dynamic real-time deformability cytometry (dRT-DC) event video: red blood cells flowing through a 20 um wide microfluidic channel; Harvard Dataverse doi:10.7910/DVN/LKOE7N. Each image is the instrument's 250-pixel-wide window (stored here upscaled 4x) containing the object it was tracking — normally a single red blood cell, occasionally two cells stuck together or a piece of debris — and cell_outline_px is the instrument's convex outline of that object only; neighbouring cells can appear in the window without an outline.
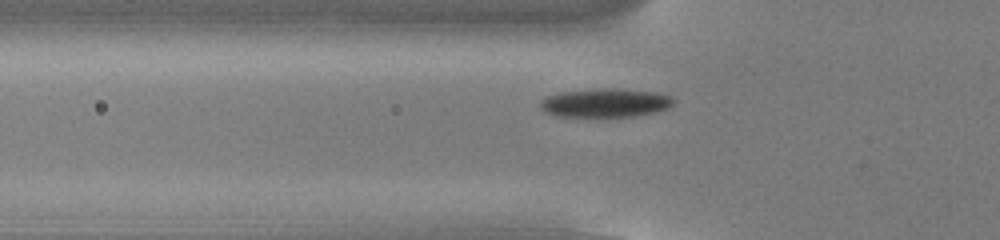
{"species": "common noctule bat (a hibernating species)", "species_latin": "Nyctalus noctula", "temperature_condition": "cold", "stored_images_in_passage": 46, "camera_frame_rate_fps": 3000, "um_per_image_px": 0.085, "animal": {"sex": "male", "body_mass_g": 13.0, "forearm_length_mm": 53.1}, "frame": {"image": 1, "passage_image": 11, "time_ms": 3.333, "image_size_px": [1000, 240], "cell_outline_px": [[676, 100], [668, 108], [656, 112], [632, 116], [556, 116], [544, 112], [540, 108], [540, 100], [544, 96], [560, 92], [608, 88], [616, 88], [656, 92], [672, 96]], "centroid_in_image_um": [51.44, 8.73], "position_along_channel_um": 74.4, "area_um2": 22.37}}
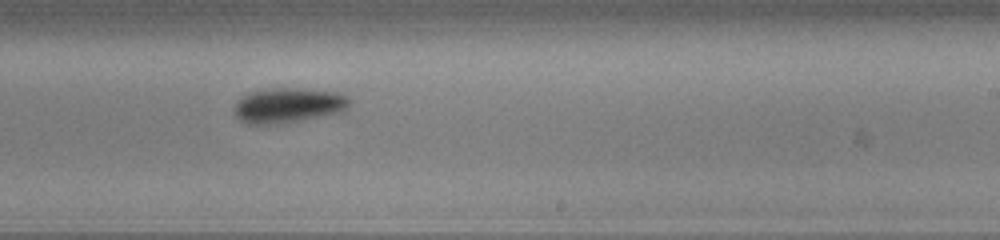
{"frame": {"image": 2, "passage_image": 26, "time_ms": 8.333, "image_size_px": [1000, 240], "cell_outline_px": [[348, 104], [340, 112], [300, 120], [260, 124], [248, 124], [240, 120], [236, 116], [236, 104], [248, 92], [268, 88], [300, 88], [336, 92], [348, 96]], "centroid_in_image_um": [24.48, 8.92], "position_along_channel_um": 264.5, "area_um2": 22.83}}
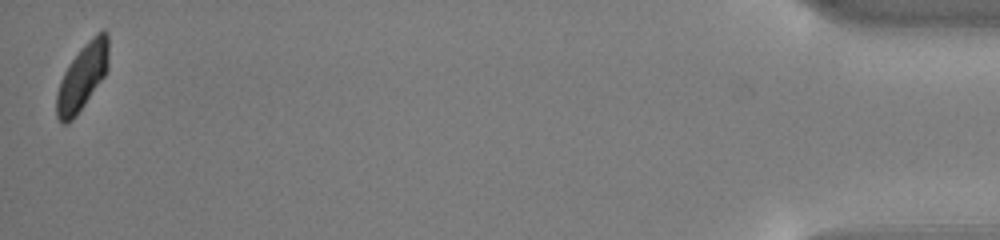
{"frame": {"image": 3, "passage_image": 46, "time_ms": 15.0, "image_size_px": [1000, 240], "cell_outline_px": [[108, 68], [104, 76], [84, 104], [72, 120], [64, 124], [56, 116], [56, 96], [60, 80], [68, 64], [80, 48], [96, 32], [104, 28], [108, 32]], "centroid_in_image_um": [7.0, 6.48], "position_along_channel_um": 428.2, "area_um2": 20.0}, "authors_computed_cell_mechanics": {"area_um2": 22.0218, "velocity_mm_per_s": 3.8089, "shape_relaxation_time_tau1_ms": 2.5465, "shape_relaxation_time_tau2_ms": 6.6062, "deformation_change_tau1": 0.1211, "deformation_change_tau2": 0.1033}}